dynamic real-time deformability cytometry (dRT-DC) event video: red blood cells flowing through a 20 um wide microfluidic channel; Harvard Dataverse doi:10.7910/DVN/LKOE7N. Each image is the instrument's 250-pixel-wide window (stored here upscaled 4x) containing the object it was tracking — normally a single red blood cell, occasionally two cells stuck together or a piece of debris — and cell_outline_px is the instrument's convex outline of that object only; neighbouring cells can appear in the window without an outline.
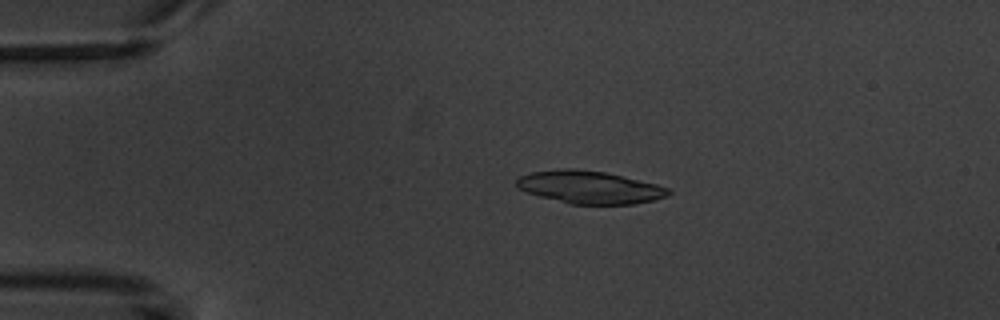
{"species": "common noctule bat (a hibernating species)", "species_latin": "Nyctalus noctula", "temperature_condition": "warm", "stored_images_in_passage": 4, "camera_frame_rate_fps": 3000, "um_per_image_px": 0.085, "animal": {"sex": "male", "body_mass_g": 20.1, "forearm_length_mm": 53.5}, "frame": {"image": 1, "passage_image": 3, "time_ms": 3.333, "image_size_px": [1000, 320], "cell_outline_px": [[672, 192], [668, 196], [656, 200], [636, 204], [568, 204], [540, 196], [516, 188], [516, 180], [520, 176], [532, 172], [560, 168], [572, 168], [604, 172], [656, 184], [668, 188]], "centroid_in_image_um": [50.12, 15.92], "position_along_channel_um": 34.9, "area_um2": 28.96}}